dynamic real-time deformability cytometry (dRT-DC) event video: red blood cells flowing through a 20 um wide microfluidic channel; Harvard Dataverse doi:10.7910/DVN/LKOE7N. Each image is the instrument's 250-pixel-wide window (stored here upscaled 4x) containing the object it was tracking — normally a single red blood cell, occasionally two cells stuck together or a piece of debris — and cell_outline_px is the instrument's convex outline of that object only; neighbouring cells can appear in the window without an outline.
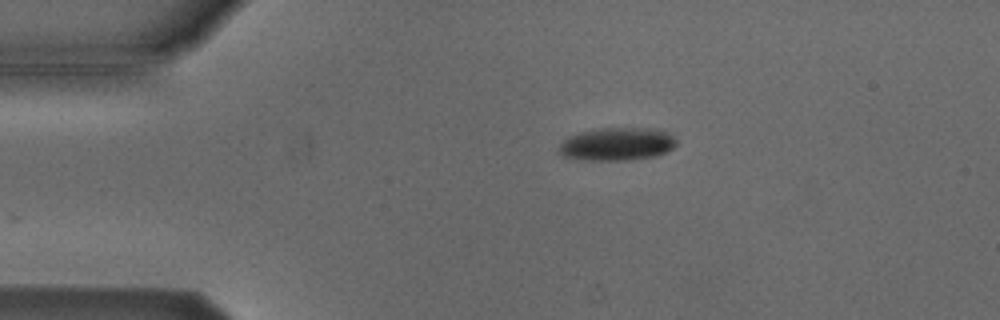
{"species": "Egyptian fruit bat (a non-hibernating species)", "species_latin": "Rousettus aegyptiacus", "temperature_condition": "cold", "stored_images_in_passage": 36, "camera_frame_rate_fps": 3000, "um_per_image_px": 0.085, "animal": {"sex": "male"}, "frame": {"image": 1, "passage_image": 1, "time_ms": 0.0, "image_size_px": [1000, 320], "cell_outline_px": [[676, 144], [672, 148], [656, 156], [628, 160], [588, 160], [564, 156], [556, 148], [568, 136], [580, 132], [600, 128], [656, 128], [668, 132], [676, 140]], "centroid_in_image_um": [52.45, 12.23], "position_along_channel_um": 32.6, "area_um2": 22.54}}
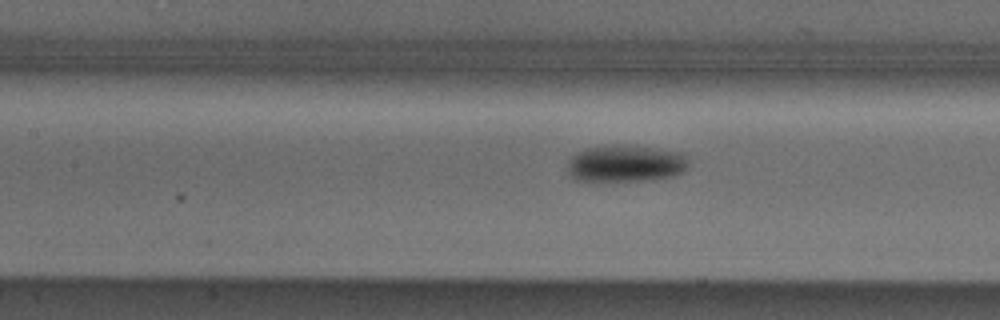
{"frame": {"image": 2, "passage_image": 14, "time_ms": 4.333, "image_size_px": [1000, 320], "cell_outline_px": [[688, 164], [680, 172], [672, 176], [652, 180], [576, 180], [568, 176], [568, 160], [576, 152], [584, 148], [604, 144], [632, 144], [688, 152]], "centroid_in_image_um": [53.19, 13.84], "position_along_channel_um": 154.2, "area_um2": 26.82}}
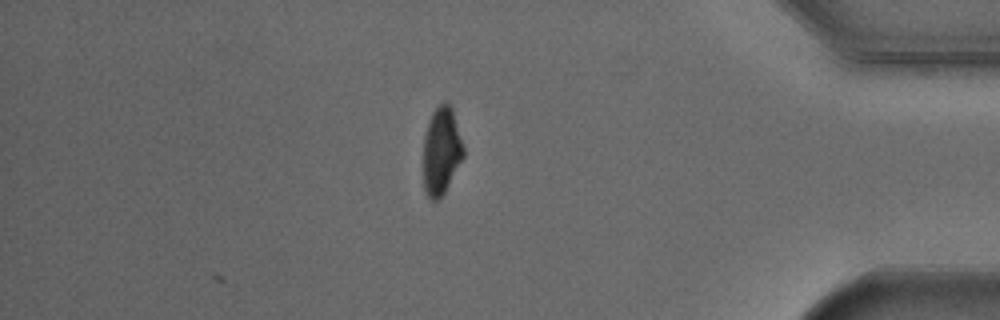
{"frame": {"image": 3, "passage_image": 36, "time_ms": 11.667, "image_size_px": [1000, 320], "cell_outline_px": [[464, 156], [444, 192], [436, 200], [432, 200], [428, 196], [424, 188], [424, 136], [428, 120], [432, 112], [444, 100], [448, 100], [452, 108], [464, 148]], "centroid_in_image_um": [37.52, 12.77], "position_along_channel_um": 397.7, "area_um2": 20.29}, "authors_computed_cell_mechanics": {"area_um2": 24.8251, "velocity_mm_per_s": 3.8319, "shape_relaxation_time_tau1_ms": 3.4954, "shape_relaxation_time_tau2_ms": null, "deformation_change_tau1": 0.1097, "deformation_change_tau2": null}}